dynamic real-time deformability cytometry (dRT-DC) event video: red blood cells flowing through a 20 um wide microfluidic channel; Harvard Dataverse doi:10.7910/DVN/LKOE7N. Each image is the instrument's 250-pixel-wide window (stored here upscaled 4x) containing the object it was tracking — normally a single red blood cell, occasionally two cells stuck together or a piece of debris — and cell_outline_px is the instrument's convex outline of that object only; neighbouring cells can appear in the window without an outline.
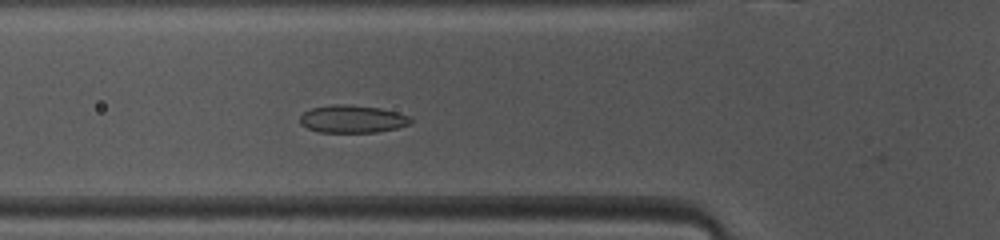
{"species": "common noctule bat (a hibernating species)", "species_latin": "Nyctalus noctula", "temperature_condition": "warm", "stored_images_in_passage": 33, "camera_frame_rate_fps": 3000, "um_per_image_px": 0.085, "animal": {"sex": "female", "body_mass_g": 10.0, "forearm_length_mm": 53.1}, "frame": {"image": 1, "passage_image": 4, "time_ms": 1.0, "image_size_px": [1000, 240], "cell_outline_px": [[412, 120], [408, 124], [396, 128], [376, 132], [320, 132], [308, 128], [300, 124], [300, 116], [304, 112], [312, 108], [332, 104], [348, 104], [380, 108], [396, 112], [408, 116]], "centroid_in_image_um": [29.92, 10.11], "position_along_channel_um": 95.9, "area_um2": 17.69}}
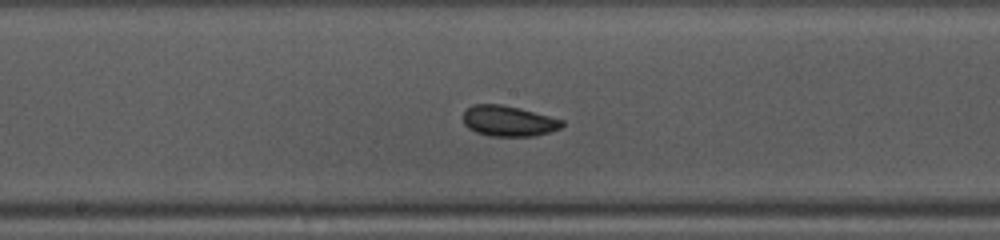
{"frame": {"image": 2, "passage_image": 12, "time_ms": 3.667, "image_size_px": [1000, 240], "cell_outline_px": [[564, 124], [560, 128], [536, 136], [488, 136], [476, 132], [468, 128], [464, 124], [464, 112], [472, 104], [500, 104], [520, 108], [564, 120]], "centroid_in_image_um": [43.22, 10.29], "position_along_channel_um": 205.0, "area_um2": 17.63}}
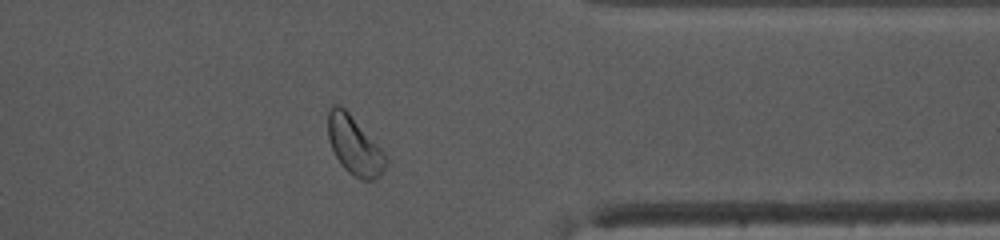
{"frame": {"image": 3, "passage_image": 26, "time_ms": 8.333, "image_size_px": [1000, 240], "cell_outline_px": [[388, 160], [380, 176], [372, 180], [360, 180], [348, 172], [340, 164], [332, 148], [328, 136], [328, 108], [332, 104], [340, 104], [348, 112], [388, 156]], "centroid_in_image_um": [30.12, 12.37], "position_along_channel_um": 381.3, "area_um2": 19.65}, "authors_computed_cell_mechanics": {"area_um2": 17.629, "velocity_mm_per_s": 4.0727, "shape_relaxation_time_tau1_ms": null, "shape_relaxation_time_tau2_ms": 5.2771, "deformation_change_tau1": null, "deformation_change_tau2": 0.0838}}